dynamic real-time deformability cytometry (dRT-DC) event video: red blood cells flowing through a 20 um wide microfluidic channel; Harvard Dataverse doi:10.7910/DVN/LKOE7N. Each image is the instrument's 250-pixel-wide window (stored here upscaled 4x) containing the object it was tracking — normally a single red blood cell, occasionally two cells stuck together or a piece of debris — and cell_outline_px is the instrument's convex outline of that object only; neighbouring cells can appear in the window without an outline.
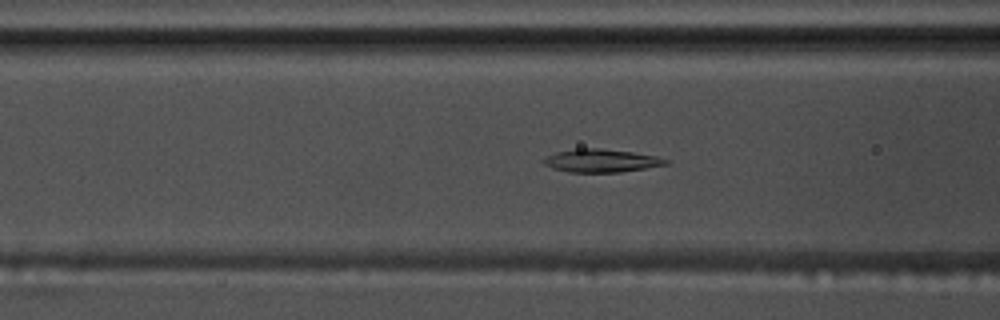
{"species": "common noctule bat (a hibernating species)", "species_latin": "Nyctalus noctula", "temperature_condition": "warm", "stored_images_in_passage": 51, "camera_frame_rate_fps": 3000, "um_per_image_px": 0.085, "animal": {"sex": "male", "body_mass_g": 17.5, "forearm_length_mm": 52.3}, "frame": {"image": 1, "passage_image": 17, "time_ms": 5.333, "image_size_px": [1000, 320], "cell_outline_px": [[668, 164], [620, 172], [568, 172], [552, 168], [544, 164], [540, 160], [556, 152], [576, 148], [600, 148], [632, 152], [656, 156], [668, 160]], "centroid_in_image_um": [51.05, 13.65], "position_along_channel_um": 115.5, "area_um2": 16.36}}
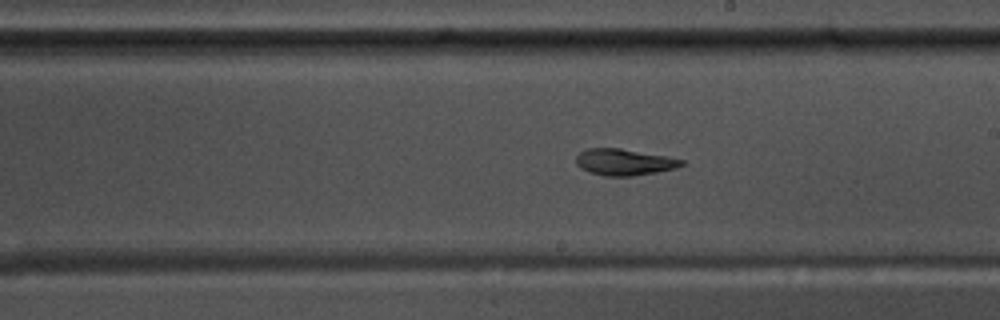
{"frame": {"image": 2, "passage_image": 27, "time_ms": 8.667, "image_size_px": [1000, 320], "cell_outline_px": [[684, 164], [676, 168], [656, 172], [632, 176], [604, 176], [588, 172], [580, 168], [576, 164], [576, 156], [580, 152], [588, 148], [620, 148], [668, 156], [684, 160]], "centroid_in_image_um": [53.04, 13.78], "position_along_channel_um": 236.0, "area_um2": 16.36}}
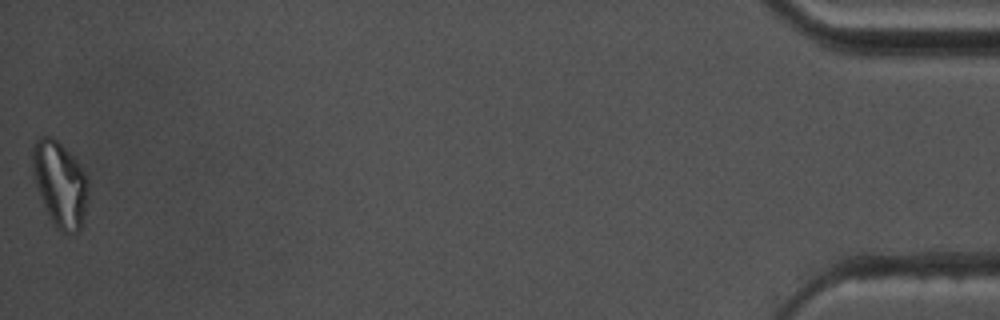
{"frame": {"image": 3, "passage_image": 51, "time_ms": 16.667, "image_size_px": [1000, 320], "cell_outline_px": [[88, 196], [84, 224], [80, 232], [72, 236], [64, 232], [52, 220], [36, 188], [32, 172], [32, 144], [40, 136], [52, 136], [72, 156], [84, 172], [88, 180]], "centroid_in_image_um": [5.11, 15.66], "position_along_channel_um": 430.1, "area_um2": 27.8}, "authors_computed_cell_mechanics": {"area_um2": 16.9354, "velocity_mm_per_s": 3.6264, "shape_relaxation_time_tau1_ms": 5.4497, "shape_relaxation_time_tau2_ms": 3.0895, "deformation_change_tau1": 0.2058, "deformation_change_tau2": 0.1034}}